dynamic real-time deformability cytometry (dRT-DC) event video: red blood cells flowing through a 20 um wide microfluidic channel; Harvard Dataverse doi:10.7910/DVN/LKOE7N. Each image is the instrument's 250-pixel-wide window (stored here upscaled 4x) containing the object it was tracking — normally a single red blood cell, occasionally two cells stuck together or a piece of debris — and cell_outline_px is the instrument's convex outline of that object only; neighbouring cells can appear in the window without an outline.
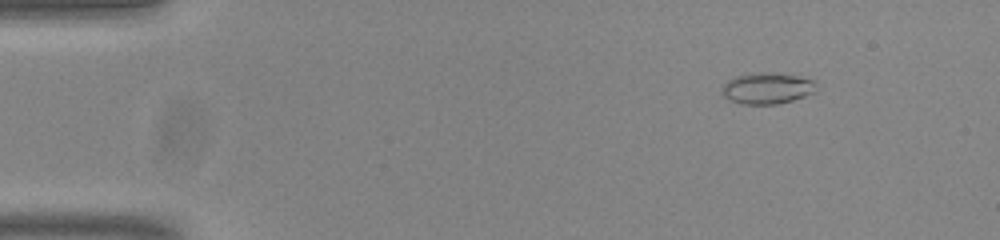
{"species": "common noctule bat (a hibernating species)", "species_latin": "Nyctalus noctula", "temperature_condition": "room temperature", "stored_images_in_passage": 48, "camera_frame_rate_fps": 3000, "um_per_image_px": 0.085, "animal": {"sex": "male", "body_mass_g": 20.0, "forearm_length_mm": 53.3}, "frame": {"image": 1, "passage_image": 1, "time_ms": 0.0, "image_size_px": [1000, 240], "cell_outline_px": [[816, 92], [792, 100], [776, 104], [740, 104], [728, 100], [724, 96], [724, 84], [728, 80], [736, 76], [752, 72], [772, 72], [796, 76], [812, 80], [816, 84]], "centroid_in_image_um": [65.2, 7.5], "position_along_channel_um": 19.8, "area_um2": 17.11}}
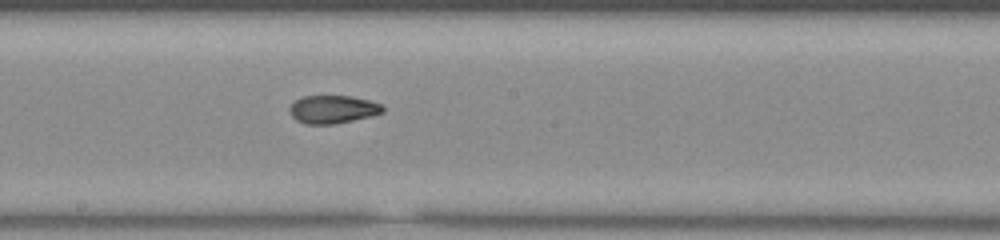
{"frame": {"image": 2, "passage_image": 24, "time_ms": 7.667, "image_size_px": [1000, 240], "cell_outline_px": [[384, 112], [372, 116], [336, 124], [304, 124], [296, 120], [288, 112], [288, 108], [296, 100], [304, 96], [352, 96], [368, 100], [380, 104], [384, 108]], "centroid_in_image_um": [28.27, 9.3], "position_along_channel_um": 219.9, "area_um2": 15.32}}
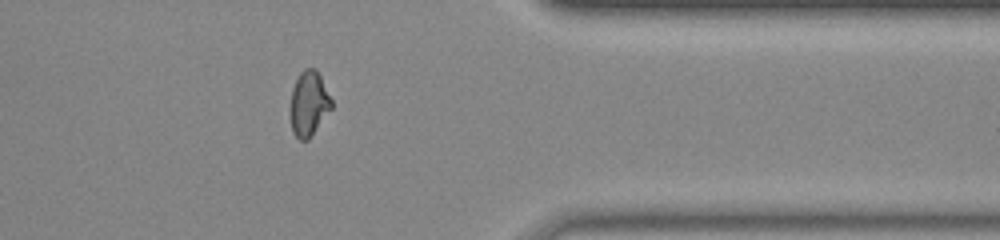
{"frame": {"image": 3, "passage_image": 38, "time_ms": 12.333, "image_size_px": [1000, 240], "cell_outline_px": [[332, 108], [308, 140], [300, 140], [292, 132], [288, 108], [292, 88], [300, 72], [304, 68], [316, 68], [332, 100]], "centroid_in_image_um": [26.21, 8.81], "position_along_channel_um": 385.2, "area_um2": 15.84}, "authors_computed_cell_mechanics": {"area_um2": 15.9817, "velocity_mm_per_s": 3.8354, "shape_relaxation_time_tau1_ms": 8.7784, "shape_relaxation_time_tau2_ms": 1.076, "deformation_change_tau1": 0.2339, "deformation_change_tau2": 0.0525}}